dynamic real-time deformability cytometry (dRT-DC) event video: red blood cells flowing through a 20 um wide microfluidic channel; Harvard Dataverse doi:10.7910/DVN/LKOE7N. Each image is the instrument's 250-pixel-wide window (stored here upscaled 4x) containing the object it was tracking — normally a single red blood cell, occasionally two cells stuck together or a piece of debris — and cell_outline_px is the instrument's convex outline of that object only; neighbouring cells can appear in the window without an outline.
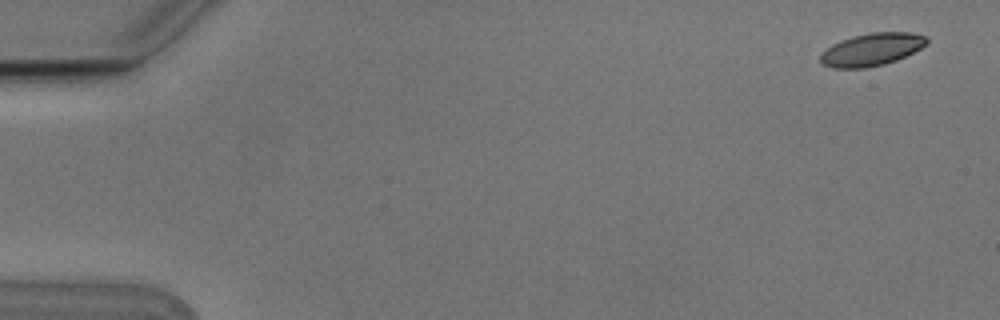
{"species": "Egyptian fruit bat (a non-hibernating species)", "species_latin": "Rousettus aegyptiacus", "temperature_condition": "cold", "stored_images_in_passage": 4, "camera_frame_rate_fps": 3000, "um_per_image_px": 0.085, "animal": {"sex": "male"}, "frame": {"image": 1, "passage_image": 1, "time_ms": 0.0, "image_size_px": [1000, 320], "cell_outline_px": [[928, 44], [896, 60], [884, 64], [864, 68], [832, 68], [824, 64], [820, 60], [820, 56], [832, 44], [840, 40], [852, 36], [872, 32], [912, 32], [924, 36], [928, 40]], "centroid_in_image_um": [74.1, 4.2], "position_along_channel_um": 10.9, "area_um2": 20.0}}
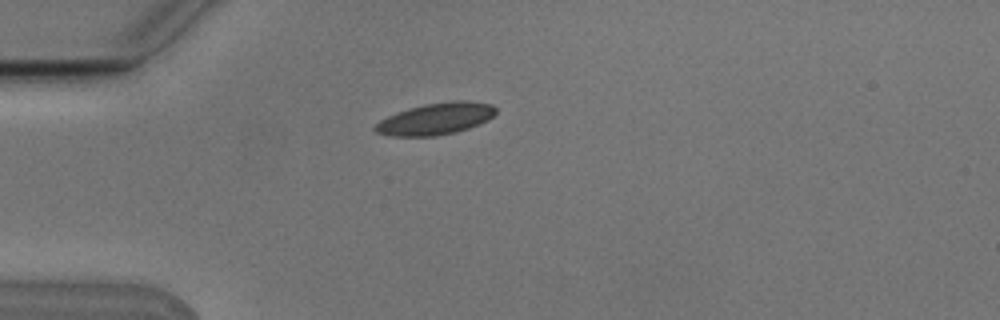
{"frame": {"image": 2, "passage_image": 4, "time_ms": 1.0, "image_size_px": [1000, 320], "cell_outline_px": [[496, 112], [488, 120], [468, 128], [456, 132], [436, 136], [392, 136], [376, 132], [372, 128], [380, 120], [396, 112], [408, 108], [424, 104], [452, 100], [464, 100], [492, 104], [496, 108]], "centroid_in_image_um": [37.03, 10.09], "position_along_channel_um": 48.0, "area_um2": 22.37}}